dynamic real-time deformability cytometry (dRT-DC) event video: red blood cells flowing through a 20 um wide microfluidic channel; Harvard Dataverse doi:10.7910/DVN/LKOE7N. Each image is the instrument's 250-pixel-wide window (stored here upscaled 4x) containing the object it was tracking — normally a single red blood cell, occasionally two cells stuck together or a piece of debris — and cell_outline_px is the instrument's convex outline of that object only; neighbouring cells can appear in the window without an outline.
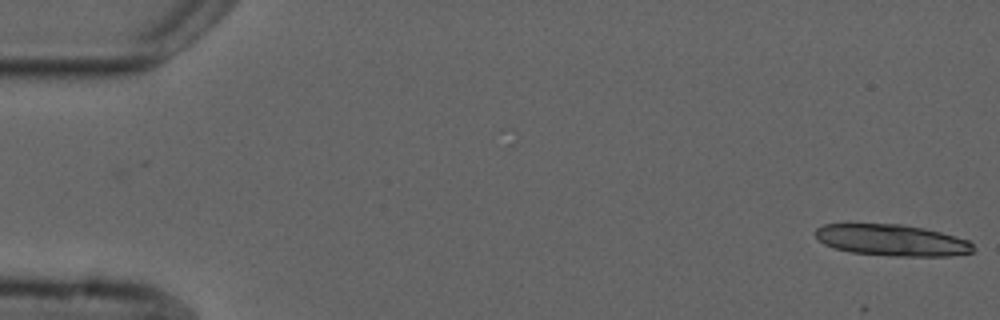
{"species": "common noctule bat (a hibernating species)", "species_latin": "Nyctalus noctula", "temperature_condition": "cold", "stored_images_in_passage": 2, "camera_frame_rate_fps": 3000, "um_per_image_px": 0.085, "animal": {"sex": "male", "forearm_length_mm": 52.5}, "frame": {"image": 1, "passage_image": 2, "time_ms": 1.0, "image_size_px": [1000, 320], "cell_outline_px": [[976, 248], [972, 252], [952, 256], [892, 256], [852, 252], [836, 248], [824, 244], [812, 232], [816, 228], [824, 224], [900, 224], [924, 228], [940, 232], [968, 240]], "centroid_in_image_um": [75.82, 20.41], "position_along_channel_um": 9.2, "area_um2": 28.84}}